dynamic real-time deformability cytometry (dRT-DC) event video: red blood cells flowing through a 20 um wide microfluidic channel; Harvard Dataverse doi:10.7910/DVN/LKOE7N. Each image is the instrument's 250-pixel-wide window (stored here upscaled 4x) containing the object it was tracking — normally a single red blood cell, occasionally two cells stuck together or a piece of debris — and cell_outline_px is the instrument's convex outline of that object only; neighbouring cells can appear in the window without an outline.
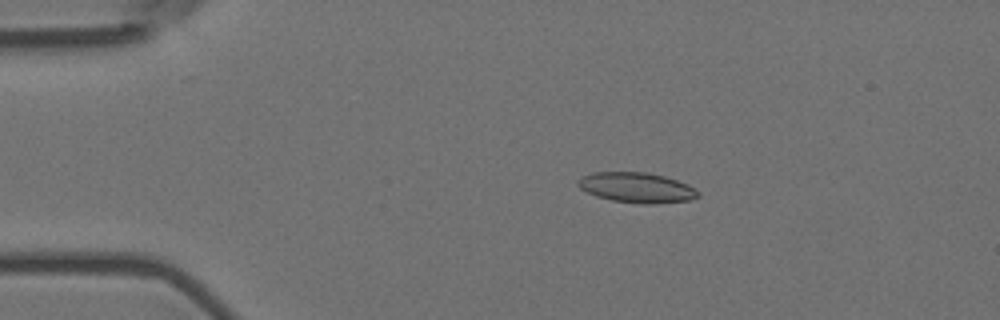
{"species": "Egyptian fruit bat (a non-hibernating species)", "species_latin": "Rousettus aegyptiacus", "temperature_condition": "room temperature", "stored_images_in_passage": 7, "camera_frame_rate_fps": 3000, "um_per_image_px": 0.085, "animal": {"sex": "female"}, "frame": {"image": 1, "passage_image": 4, "time_ms": 1.0, "image_size_px": [1000, 320], "cell_outline_px": [[700, 196], [692, 200], [652, 204], [644, 204], [612, 200], [596, 196], [580, 188], [576, 184], [576, 180], [580, 176], [592, 172], [648, 172], [664, 176], [688, 184], [700, 192]], "centroid_in_image_um": [54.11, 15.94], "position_along_channel_um": 30.9, "area_um2": 21.33}}
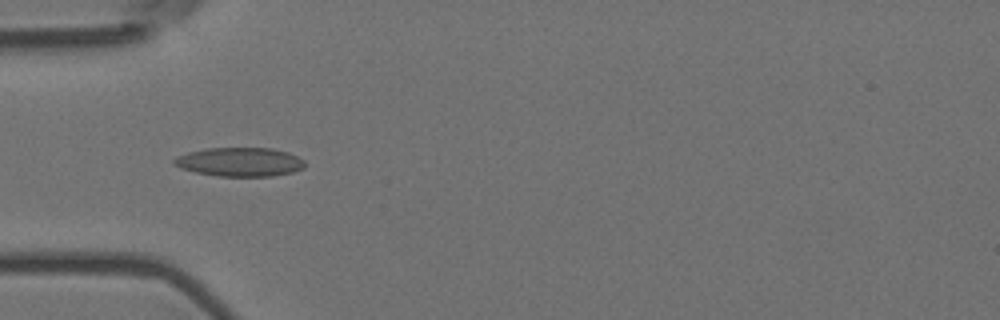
{"frame": {"image": 2, "passage_image": 6, "time_ms": 1.667, "image_size_px": [1000, 320], "cell_outline_px": [[304, 168], [292, 172], [272, 176], [216, 176], [196, 172], [180, 168], [172, 164], [172, 160], [176, 156], [188, 152], [204, 148], [272, 148], [288, 152], [304, 160]], "centroid_in_image_um": [20.34, 13.76], "position_along_channel_um": 64.7, "area_um2": 22.14}}
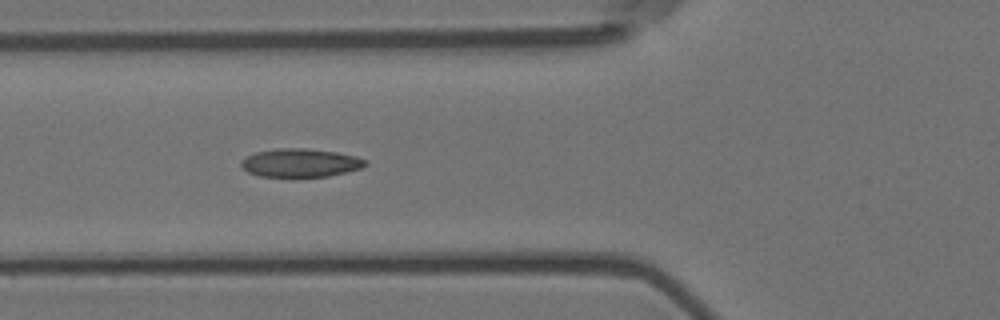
{"frame": {"image": 3, "passage_image": 7, "time_ms": 2.0, "image_size_px": [1000, 320], "cell_outline_px": [[368, 164], [360, 168], [328, 176], [292, 180], [260, 176], [248, 172], [240, 164], [240, 160], [256, 152], [280, 148], [308, 148], [336, 152], [356, 156], [368, 160]], "centroid_in_image_um": [25.52, 13.88], "position_along_channel_um": 100.3, "area_um2": 21.33}}